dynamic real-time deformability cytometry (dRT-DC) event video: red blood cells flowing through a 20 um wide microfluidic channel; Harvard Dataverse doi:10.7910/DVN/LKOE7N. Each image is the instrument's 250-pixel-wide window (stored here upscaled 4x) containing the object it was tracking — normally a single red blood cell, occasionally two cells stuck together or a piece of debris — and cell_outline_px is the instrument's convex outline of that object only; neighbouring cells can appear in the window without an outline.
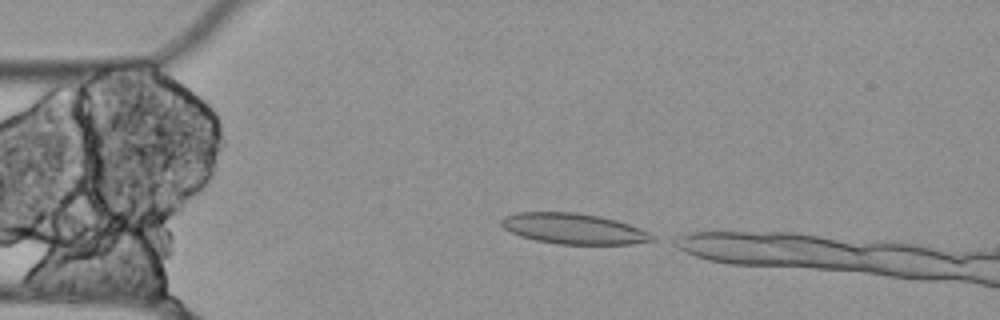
{"species": "Egyptian fruit bat (a non-hibernating species)", "species_latin": "Rousettus aegyptiacus", "temperature_condition": "cold", "stored_images_in_passage": 5, "camera_frame_rate_fps": 3000, "um_per_image_px": 0.085, "animal": {"sex": "female"}, "frame": {"image": 1, "passage_image": 1, "time_ms": 0.0, "image_size_px": [1000, 320], "cell_outline_px": [[656, 240], [628, 244], [560, 244], [536, 240], [520, 236], [504, 228], [500, 224], [500, 220], [504, 216], [516, 212], [576, 212], [600, 216], [616, 220], [640, 228], [656, 236]], "centroid_in_image_um": [48.75, 19.43], "position_along_channel_um": 36.2, "area_um2": 26.93}}